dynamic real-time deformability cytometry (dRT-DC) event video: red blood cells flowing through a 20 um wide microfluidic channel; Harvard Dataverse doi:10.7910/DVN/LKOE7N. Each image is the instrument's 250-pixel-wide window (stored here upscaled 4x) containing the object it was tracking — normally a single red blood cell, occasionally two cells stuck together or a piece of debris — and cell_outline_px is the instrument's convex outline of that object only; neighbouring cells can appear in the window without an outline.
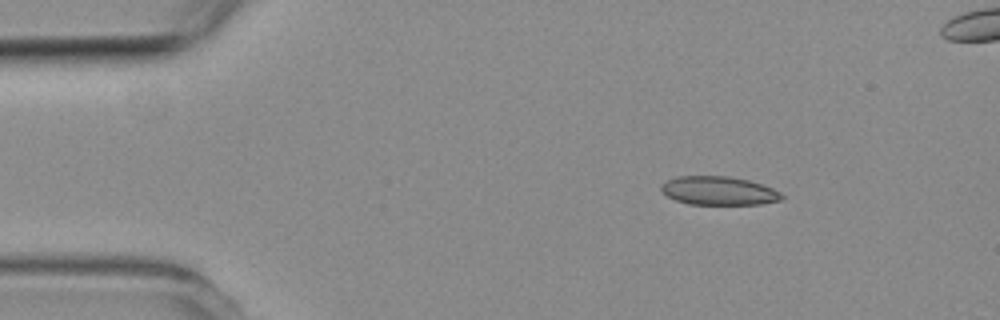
{"species": "common noctule bat (a hibernating species)", "species_latin": "Nyctalus noctula", "temperature_condition": "room temperature", "stored_images_in_passage": 4, "camera_frame_rate_fps": 3000, "um_per_image_px": 0.085, "animal": {"sex": "female", "body_mass_g": 19.3, "forearm_length_mm": 54.1}, "frame": {"image": 1, "passage_image": 1, "time_ms": 0.0, "image_size_px": [1000, 320], "cell_outline_px": [[784, 200], [760, 204], [688, 204], [676, 200], [668, 196], [660, 188], [660, 184], [676, 176], [728, 176], [748, 180], [772, 188], [780, 192], [784, 196]], "centroid_in_image_um": [61.1, 16.21], "position_along_channel_um": 23.9, "area_um2": 20.06}}